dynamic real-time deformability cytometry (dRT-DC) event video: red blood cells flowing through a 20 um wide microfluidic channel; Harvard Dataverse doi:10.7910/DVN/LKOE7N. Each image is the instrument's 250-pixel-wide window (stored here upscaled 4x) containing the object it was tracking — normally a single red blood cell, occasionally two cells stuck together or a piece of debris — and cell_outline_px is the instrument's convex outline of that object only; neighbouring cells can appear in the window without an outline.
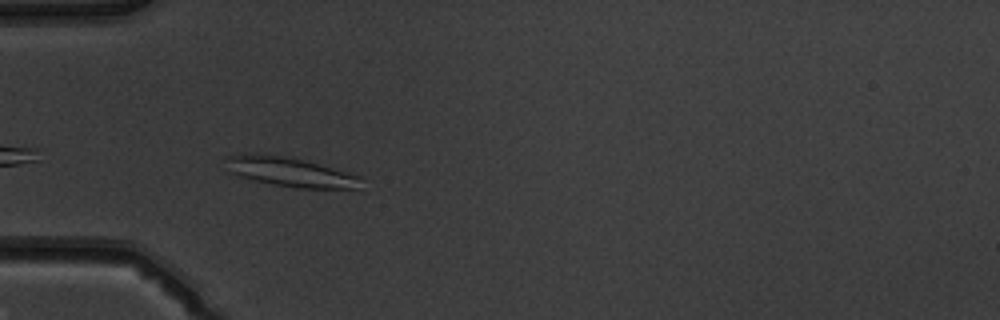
{"species": "common noctule bat (a hibernating species)", "species_latin": "Nyctalus noctula", "temperature_condition": "warm", "stored_images_in_passage": 4, "camera_frame_rate_fps": 3000, "um_per_image_px": 0.085, "animal": {"sex": "male", "body_mass_g": 19.5, "forearm_length_mm": 54.6}, "frame": {"image": 1, "passage_image": 3, "time_ms": 2.333, "image_size_px": [1000, 320], "cell_outline_px": [[364, 176], [356, 188], [300, 188], [252, 180], [228, 172], [224, 160], [224, 156], [280, 156], [304, 160]], "centroid_in_image_um": [24.72, 14.64], "position_along_channel_um": 60.3, "area_um2": 22.37}}